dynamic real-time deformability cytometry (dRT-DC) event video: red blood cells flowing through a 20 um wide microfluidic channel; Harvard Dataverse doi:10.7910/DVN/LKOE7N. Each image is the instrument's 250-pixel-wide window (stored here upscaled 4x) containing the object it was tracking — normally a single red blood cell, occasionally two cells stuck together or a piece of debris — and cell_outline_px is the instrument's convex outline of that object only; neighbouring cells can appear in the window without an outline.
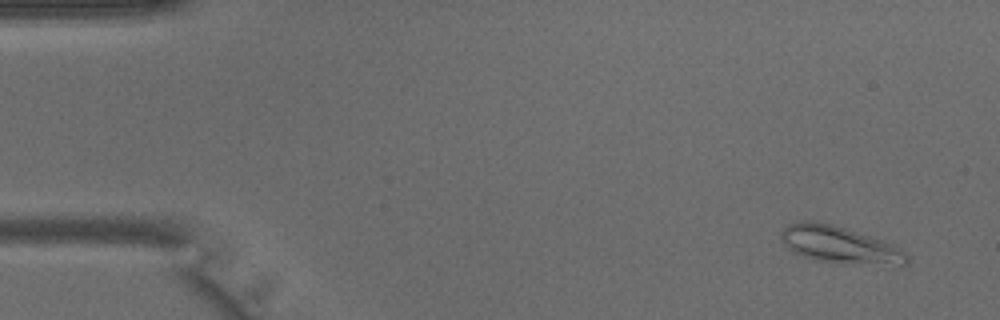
{"species": "common noctule bat (a hibernating species)", "species_latin": "Nyctalus noctula", "temperature_condition": "warm", "stored_images_in_passage": 4, "camera_frame_rate_fps": 3000, "um_per_image_px": 0.085, "animal": {"sex": "male", "body_mass_g": 15.6}, "frame": {"image": 1, "passage_image": 1, "time_ms": 0.0, "image_size_px": [1000, 320], "cell_outline_px": [[908, 264], [904, 268], [840, 264], [816, 260], [792, 252], [788, 248], [780, 236], [780, 232], [788, 224], [800, 220], [812, 220], [832, 224], [884, 240], [900, 248], [908, 256]], "centroid_in_image_um": [71.47, 20.86], "position_along_channel_um": 13.5, "area_um2": 28.21}}